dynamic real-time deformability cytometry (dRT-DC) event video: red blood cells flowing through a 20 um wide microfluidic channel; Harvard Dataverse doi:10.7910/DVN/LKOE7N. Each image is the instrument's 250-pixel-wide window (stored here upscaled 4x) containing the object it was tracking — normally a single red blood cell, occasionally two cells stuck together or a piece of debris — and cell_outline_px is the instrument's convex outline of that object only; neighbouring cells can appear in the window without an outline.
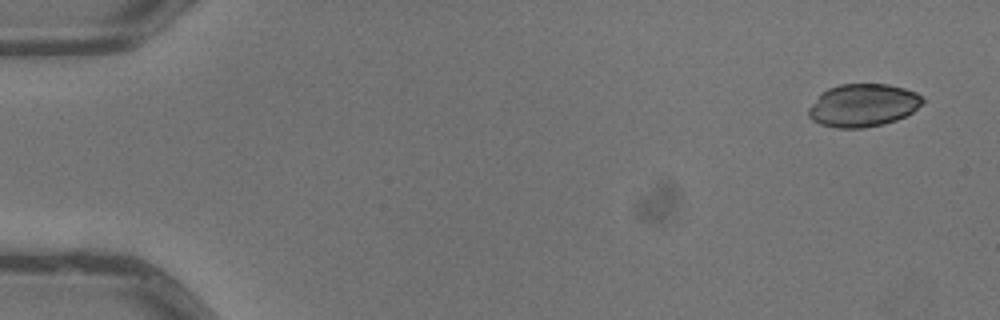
{"species": "common noctule bat (a hibernating species)", "species_latin": "Nyctalus noctula", "temperature_condition": "warm", "stored_images_in_passage": 6, "camera_frame_rate_fps": 3000, "um_per_image_px": 0.085, "animal": {"sex": "male", "body_mass_g": 13.3}, "frame": {"image": 1, "passage_image": 1, "time_ms": 0.0, "image_size_px": [1000, 320], "cell_outline_px": [[924, 100], [912, 112], [896, 120], [884, 124], [864, 128], [836, 128], [820, 124], [812, 120], [808, 116], [808, 108], [828, 88], [840, 84], [888, 84], [904, 88], [916, 92], [924, 96]], "centroid_in_image_um": [73.37, 8.95], "position_along_channel_um": 11.6, "area_um2": 28.38}}
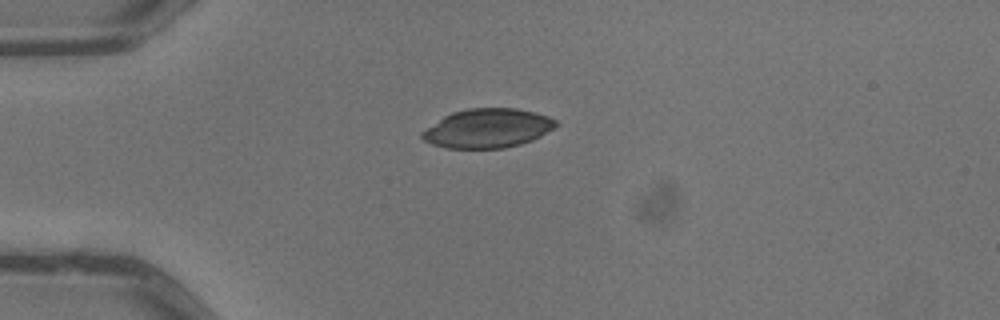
{"frame": {"image": 2, "passage_image": 4, "time_ms": 1.0, "image_size_px": [1000, 320], "cell_outline_px": [[556, 128], [532, 140], [520, 144], [504, 148], [448, 148], [432, 144], [424, 140], [420, 136], [420, 132], [424, 128], [444, 116], [452, 112], [468, 108], [516, 108], [536, 112], [548, 116], [556, 120]], "centroid_in_image_um": [41.43, 10.9], "position_along_channel_um": 43.6, "area_um2": 30.63}}
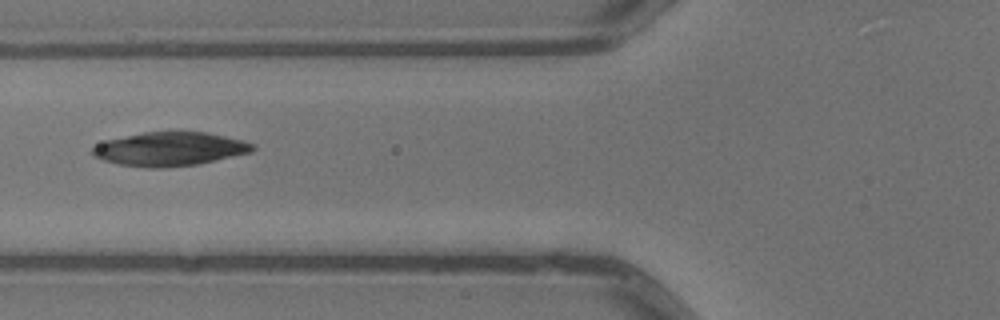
{"frame": {"image": 3, "passage_image": 6, "time_ms": 1.667, "image_size_px": [1000, 320], "cell_outline_px": [[256, 148], [252, 152], [216, 160], [196, 164], [164, 168], [148, 168], [120, 164], [104, 160], [92, 156], [92, 148], [108, 140], [144, 132], [208, 132], [244, 140], [256, 144]], "centroid_in_image_um": [14.5, 12.67], "position_along_channel_um": 111.3, "area_um2": 31.39}}